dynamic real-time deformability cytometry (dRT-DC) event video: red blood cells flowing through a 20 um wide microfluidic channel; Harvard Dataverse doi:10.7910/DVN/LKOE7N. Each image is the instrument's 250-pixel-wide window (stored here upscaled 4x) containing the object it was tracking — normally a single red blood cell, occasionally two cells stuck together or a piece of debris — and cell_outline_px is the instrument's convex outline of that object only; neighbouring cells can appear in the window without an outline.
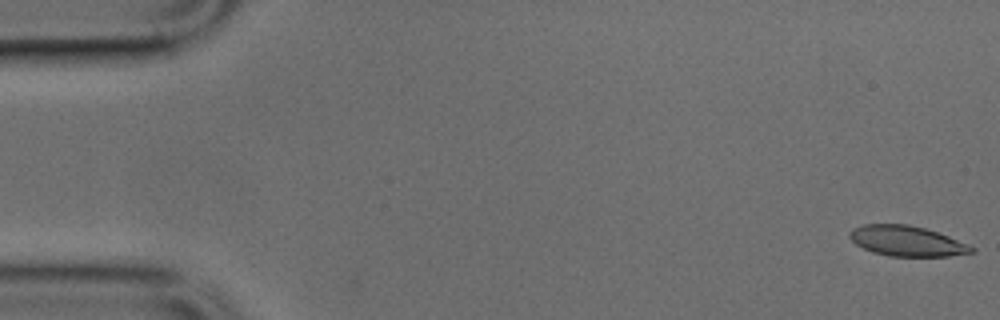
{"species": "common noctule bat (a hibernating species)", "species_latin": "Nyctalus noctula", "temperature_condition": "cold", "stored_images_in_passage": 2, "camera_frame_rate_fps": 3000, "um_per_image_px": 0.085, "animal": {"sex": "male", "body_mass_g": 17.9, "forearm_length_mm": 54.2}, "frame": {"image": 1, "passage_image": 1, "time_ms": 0.0, "image_size_px": [1000, 320], "cell_outline_px": [[976, 252], [948, 256], [888, 256], [872, 252], [856, 244], [848, 236], [848, 232], [852, 228], [864, 224], [908, 224], [924, 228], [948, 236], [968, 244], [976, 248]], "centroid_in_image_um": [77.07, 20.48], "position_along_channel_um": 7.9, "area_um2": 21.56}}